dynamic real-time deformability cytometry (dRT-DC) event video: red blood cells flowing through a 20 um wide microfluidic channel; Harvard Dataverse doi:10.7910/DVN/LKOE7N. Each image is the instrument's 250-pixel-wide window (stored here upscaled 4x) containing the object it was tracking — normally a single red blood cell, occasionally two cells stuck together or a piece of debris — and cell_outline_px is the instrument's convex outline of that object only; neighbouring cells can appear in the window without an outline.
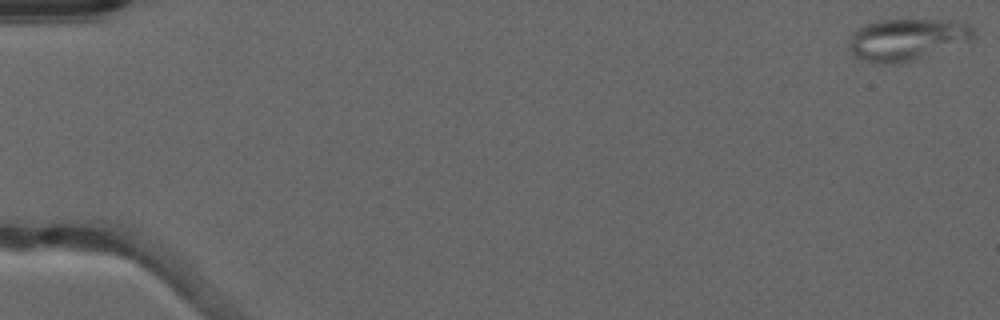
{"species": "common noctule bat (a hibernating species)", "species_latin": "Nyctalus noctula", "temperature_condition": "warm", "stored_images_in_passage": 52, "camera_frame_rate_fps": 3000, "um_per_image_px": 0.085, "animal": {"sex": "male", "forearm_length_mm": 52.5}, "frame": {"image": 1, "passage_image": 1, "time_ms": 0.0, "image_size_px": [1000, 320], "cell_outline_px": [[976, 36], [972, 40], [912, 60], [888, 64], [876, 64], [864, 60], [856, 56], [848, 48], [848, 40], [852, 32], [856, 28], [876, 20], [956, 20], [968, 24], [976, 32]], "centroid_in_image_um": [77.06, 3.33], "position_along_channel_um": 7.9, "area_um2": 30.35}}
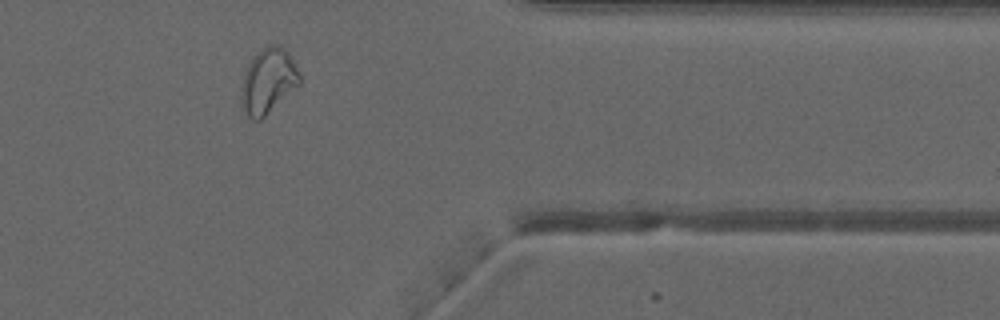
{"frame": {"image": 2, "passage_image": 43, "time_ms": 14.0, "image_size_px": [1000, 320], "cell_outline_px": [[300, 84], [260, 120], [252, 120], [248, 116], [240, 100], [240, 92], [244, 72], [252, 56], [256, 52], [268, 44], [280, 44], [288, 52], [300, 76]], "centroid_in_image_um": [22.76, 6.85], "position_along_channel_um": 388.6, "area_um2": 22.14}}
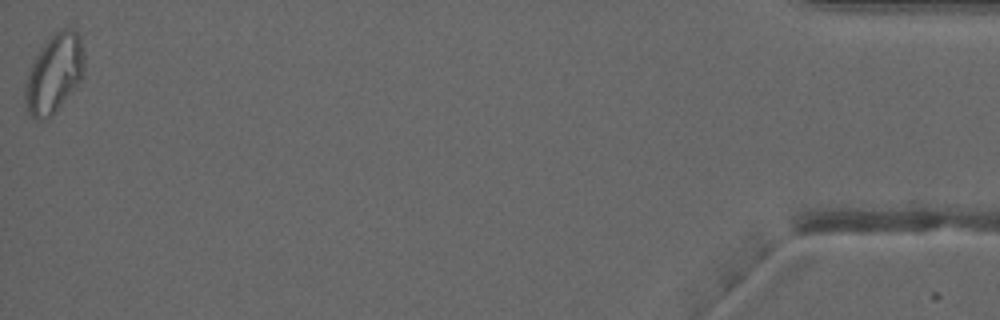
{"frame": {"image": 3, "passage_image": 52, "time_ms": 17.0, "image_size_px": [1000, 320], "cell_outline_px": [[84, 76], [56, 112], [48, 120], [36, 120], [28, 112], [24, 104], [24, 84], [28, 72], [40, 48], [52, 32], [60, 28], [72, 28], [80, 36], [84, 56]], "centroid_in_image_um": [4.6, 6.26], "position_along_channel_um": 430.6, "area_um2": 27.69}, "authors_computed_cell_mechanics": {"area_um2": 23.3223, "velocity_mm_per_s": 4.0198, "shape_relaxation_time_tau1_ms": null, "shape_relaxation_time_tau2_ms": 4.2269, "deformation_change_tau1": null, "deformation_change_tau2": 0.1204}}